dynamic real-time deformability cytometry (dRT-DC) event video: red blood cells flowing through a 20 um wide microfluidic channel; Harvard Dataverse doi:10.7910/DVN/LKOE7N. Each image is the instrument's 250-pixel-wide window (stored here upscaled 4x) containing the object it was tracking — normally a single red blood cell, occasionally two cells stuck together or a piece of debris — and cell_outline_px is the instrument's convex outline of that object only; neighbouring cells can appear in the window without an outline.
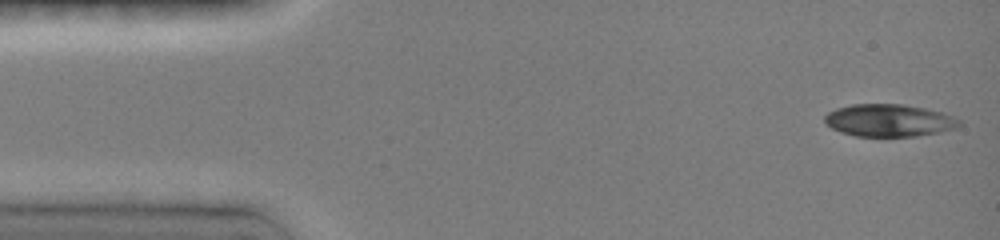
{"species": "common noctule bat (a hibernating species)", "species_latin": "Nyctalus noctula", "temperature_condition": "room temperature", "stored_images_in_passage": 46, "camera_frame_rate_fps": 3000, "um_per_image_px": 0.085, "animal": {"sex": "female", "body_mass_g": 19.0, "forearm_length_mm": 51.5}, "frame": {"image": 1, "passage_image": 1, "time_ms": 0.0, "image_size_px": [1000, 240], "cell_outline_px": [[960, 124], [956, 128], [940, 132], [916, 136], [856, 136], [840, 132], [832, 128], [824, 120], [824, 116], [828, 112], [836, 108], [852, 104], [904, 104], [944, 112], [960, 120]], "centroid_in_image_um": [75.57, 10.23], "position_along_channel_um": 9.4, "area_um2": 25.43}}
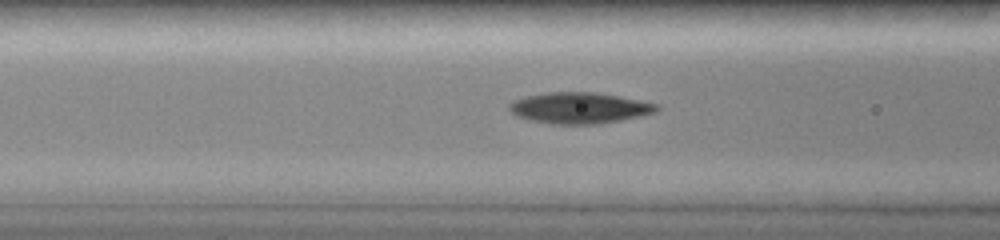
{"frame": {"image": 2, "passage_image": 17, "time_ms": 5.333, "image_size_px": [1000, 240], "cell_outline_px": [[660, 108], [656, 112], [640, 116], [620, 120], [596, 124], [548, 124], [528, 120], [516, 116], [508, 108], [508, 104], [516, 100], [528, 96], [548, 92], [592, 92], [616, 96], [656, 104]], "centroid_in_image_um": [49.2, 9.19], "position_along_channel_um": 117.4, "area_um2": 26.41}}
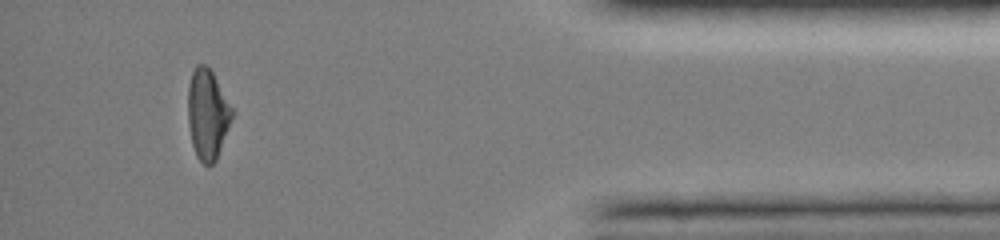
{"frame": {"image": 3, "passage_image": 42, "time_ms": 13.667, "image_size_px": [1000, 240], "cell_outline_px": [[232, 116], [228, 128], [216, 160], [208, 168], [196, 156], [192, 144], [188, 124], [188, 84], [192, 72], [196, 64], [204, 64], [212, 72], [232, 108]], "centroid_in_image_um": [17.61, 9.72], "position_along_channel_um": 417.6, "area_um2": 22.89}, "authors_computed_cell_mechanics": {"area_um2": 25.3742, "velocity_mm_per_s": 4.0416, "shape_relaxation_time_tau1_ms": 9.4025, "shape_relaxation_time_tau2_ms": 5.3757, "deformation_change_tau1": 0.2615, "deformation_change_tau2": 0.1091}}